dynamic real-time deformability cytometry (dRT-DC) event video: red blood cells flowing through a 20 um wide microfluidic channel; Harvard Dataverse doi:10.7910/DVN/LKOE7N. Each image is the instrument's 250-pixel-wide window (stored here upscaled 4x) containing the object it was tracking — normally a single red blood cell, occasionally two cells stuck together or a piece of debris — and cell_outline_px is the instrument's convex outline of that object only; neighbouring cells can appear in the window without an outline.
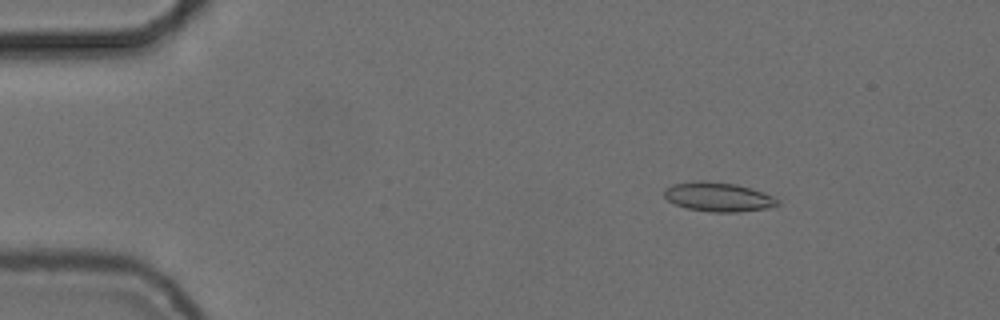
{"species": "common noctule bat (a hibernating species)", "species_latin": "Nyctalus noctula", "temperature_condition": "cold", "stored_images_in_passage": 51, "camera_frame_rate_fps": 3000, "um_per_image_px": 0.085, "animal": {"sex": "female", "body_mass_g": 24.6, "forearm_length_mm": 56.2}, "frame": {"image": 1, "passage_image": 4, "time_ms": 1.0, "image_size_px": [1000, 320], "cell_outline_px": [[780, 204], [764, 208], [740, 212], [712, 212], [688, 208], [676, 204], [668, 200], [664, 196], [664, 188], [672, 184], [700, 180], [704, 180], [736, 184], [752, 188], [764, 192], [780, 200]], "centroid_in_image_um": [61.05, 16.72], "position_along_channel_um": 23.9, "area_um2": 19.31}}
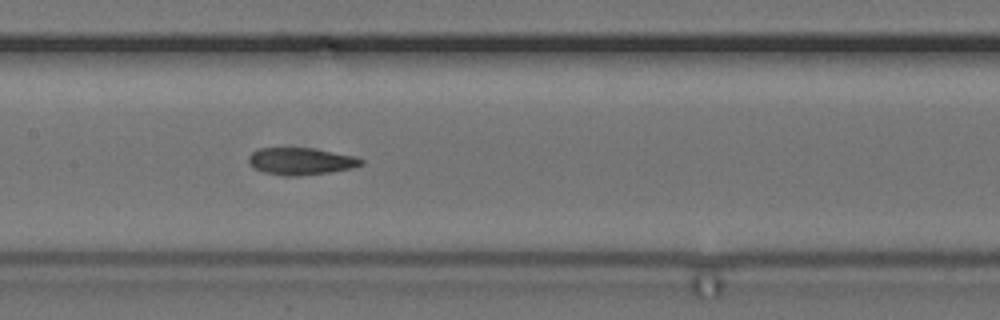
{"frame": {"image": 2, "passage_image": 23, "time_ms": 7.333, "image_size_px": [1000, 320], "cell_outline_px": [[364, 164], [352, 168], [332, 172], [296, 176], [284, 176], [264, 172], [252, 168], [248, 164], [248, 156], [256, 148], [312, 148], [356, 156], [364, 160]], "centroid_in_image_um": [25.55, 13.71], "position_along_channel_um": 181.8, "area_um2": 18.03}}
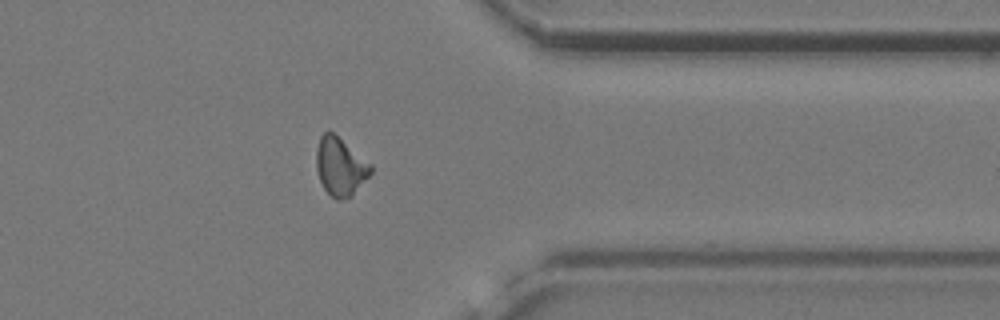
{"frame": {"image": 3, "passage_image": 40, "time_ms": 13.0, "image_size_px": [1000, 320], "cell_outline_px": [[372, 172], [352, 196], [340, 200], [336, 200], [324, 188], [320, 180], [316, 168], [316, 148], [320, 136], [328, 128], [372, 164]], "centroid_in_image_um": [28.92, 14.14], "position_along_channel_um": 382.5, "area_um2": 18.55}, "authors_computed_cell_mechanics": {"area_um2": 17.9758, "velocity_mm_per_s": 3.7162, "shape_relaxation_time_tau1_ms": null, "shape_relaxation_time_tau2_ms": 5.3041, "deformation_change_tau1": null, "deformation_change_tau2": 0.112}}